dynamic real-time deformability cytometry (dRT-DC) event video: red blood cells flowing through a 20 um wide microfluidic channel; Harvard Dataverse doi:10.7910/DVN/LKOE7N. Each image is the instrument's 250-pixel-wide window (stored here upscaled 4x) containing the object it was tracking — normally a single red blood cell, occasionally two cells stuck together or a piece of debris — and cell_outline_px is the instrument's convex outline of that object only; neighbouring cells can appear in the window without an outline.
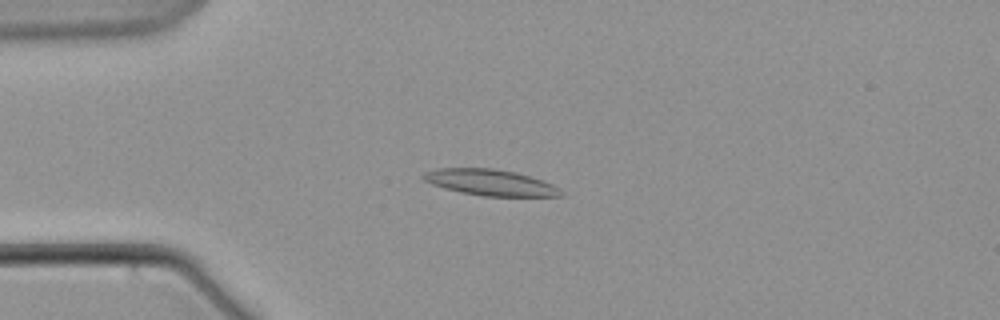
{"species": "common noctule bat (a hibernating species)", "species_latin": "Nyctalus noctula", "temperature_condition": "warm", "stored_images_in_passage": 4, "camera_frame_rate_fps": 3000, "um_per_image_px": 0.085, "animal": {"sex": "male", "body_mass_g": 21.5, "forearm_length_mm": 52.0}, "frame": {"image": 1, "passage_image": 4, "time_ms": 3.667, "image_size_px": [1000, 320], "cell_outline_px": [[564, 196], [484, 196], [460, 192], [444, 188], [432, 184], [424, 180], [420, 176], [424, 172], [440, 168], [492, 168], [516, 172], [552, 184], [560, 188], [564, 192]], "centroid_in_image_um": [41.67, 15.51], "position_along_channel_um": 43.3, "area_um2": 20.87}}